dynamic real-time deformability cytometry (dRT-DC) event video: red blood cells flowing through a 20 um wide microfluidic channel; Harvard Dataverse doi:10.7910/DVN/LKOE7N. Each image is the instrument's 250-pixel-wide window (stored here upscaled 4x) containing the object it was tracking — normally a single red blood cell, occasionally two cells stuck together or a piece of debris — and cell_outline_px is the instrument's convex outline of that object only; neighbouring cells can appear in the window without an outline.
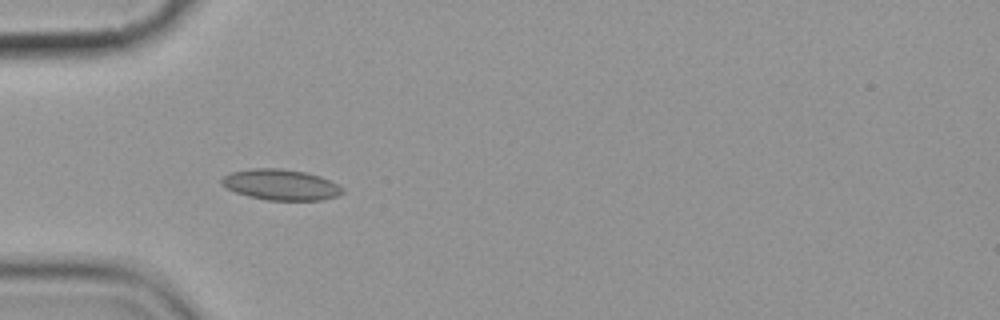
{"species": "common noctule bat (a hibernating species)", "species_latin": "Nyctalus noctula", "temperature_condition": "cold", "stored_images_in_passage": 7, "camera_frame_rate_fps": 3000, "um_per_image_px": 0.085, "animal": {"sex": "female", "body_mass_g": 19.9}, "frame": {"image": 1, "passage_image": 5, "time_ms": 5.667, "image_size_px": [1000, 320], "cell_outline_px": [[344, 192], [336, 196], [324, 200], [268, 200], [248, 196], [236, 192], [220, 184], [220, 180], [224, 176], [232, 172], [252, 168], [280, 168], [304, 172], [320, 176], [344, 188]], "centroid_in_image_um": [23.86, 15.7], "position_along_channel_um": 61.1, "area_um2": 21.56}}
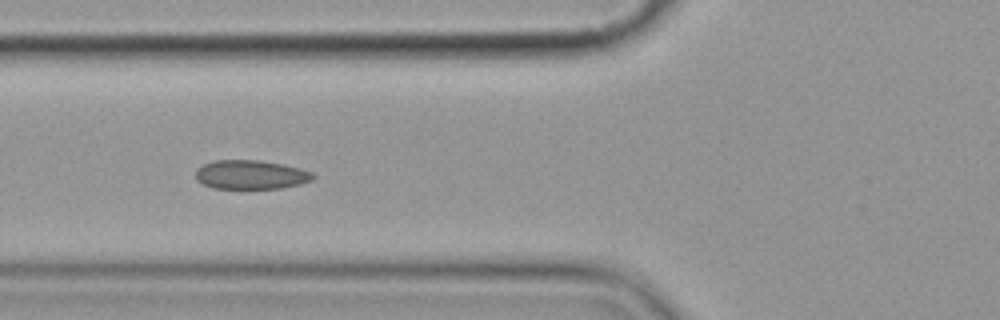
{"frame": {"image": 2, "passage_image": 6, "time_ms": 7.0, "image_size_px": [1000, 320], "cell_outline_px": [[316, 176], [312, 180], [300, 184], [280, 188], [212, 188], [196, 180], [196, 168], [212, 160], [260, 160], [284, 164], [300, 168], [312, 172]], "centroid_in_image_um": [21.32, 14.84], "position_along_channel_um": 104.5, "area_um2": 19.94}}
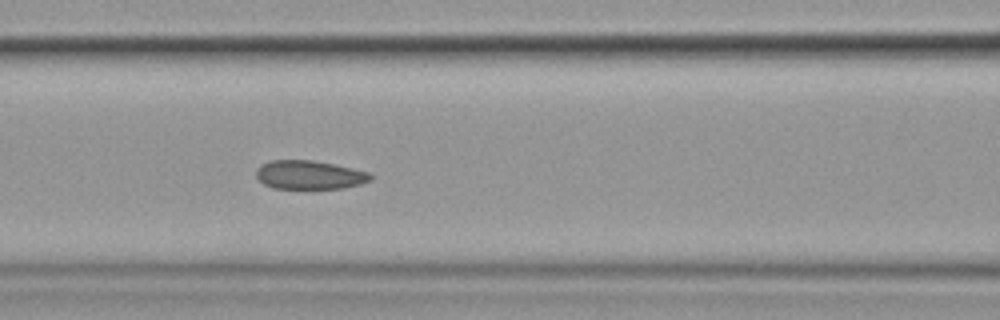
{"frame": {"image": 3, "passage_image": 7, "time_ms": 8.0, "image_size_px": [1000, 320], "cell_outline_px": [[372, 180], [360, 184], [344, 188], [272, 188], [264, 184], [256, 176], [256, 168], [260, 164], [272, 160], [312, 160], [336, 164], [368, 172], [372, 176]], "centroid_in_image_um": [26.29, 14.85], "position_along_channel_um": 140.3, "area_um2": 19.19}}